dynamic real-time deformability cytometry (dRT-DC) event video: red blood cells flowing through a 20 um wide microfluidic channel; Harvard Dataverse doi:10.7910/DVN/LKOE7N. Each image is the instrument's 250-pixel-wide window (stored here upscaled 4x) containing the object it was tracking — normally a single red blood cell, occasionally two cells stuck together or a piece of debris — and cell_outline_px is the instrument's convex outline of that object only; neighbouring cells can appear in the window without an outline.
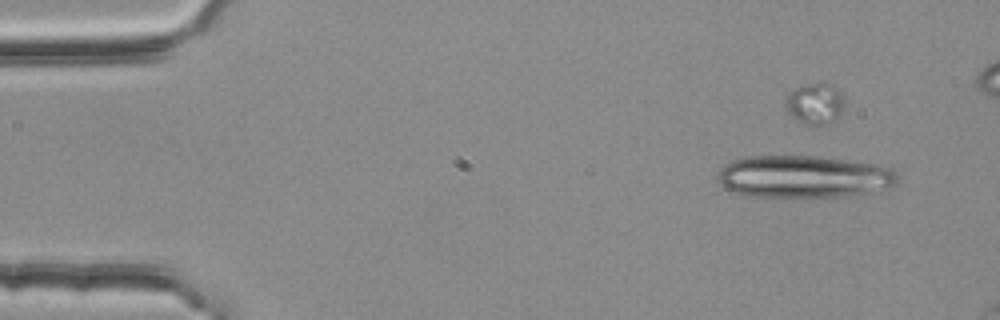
{"species": "common noctule bat (a hibernating species)", "species_latin": "Nyctalus noctula", "temperature_condition": "room temperature", "stored_images_in_passage": 47, "segment_of_instrument_passage": [1, 2], "camera_frame_rate_fps": 3000, "um_per_image_px": 0.085, "animal": {"sex": "female", "body_mass_g": 25.1}, "frame": {"image": 1, "passage_image": 7, "time_ms": 2.0, "image_size_px": [1000, 320], "cell_outline_px": [[896, 184], [868, 192], [844, 196], [744, 196], [732, 192], [724, 188], [720, 184], [716, 176], [720, 168], [724, 164], [732, 160], [748, 156], [816, 156], [848, 160], [876, 164], [892, 168], [896, 172]], "centroid_in_image_um": [68.23, 15.0], "position_along_channel_um": 16.8, "area_um2": 44.22}}